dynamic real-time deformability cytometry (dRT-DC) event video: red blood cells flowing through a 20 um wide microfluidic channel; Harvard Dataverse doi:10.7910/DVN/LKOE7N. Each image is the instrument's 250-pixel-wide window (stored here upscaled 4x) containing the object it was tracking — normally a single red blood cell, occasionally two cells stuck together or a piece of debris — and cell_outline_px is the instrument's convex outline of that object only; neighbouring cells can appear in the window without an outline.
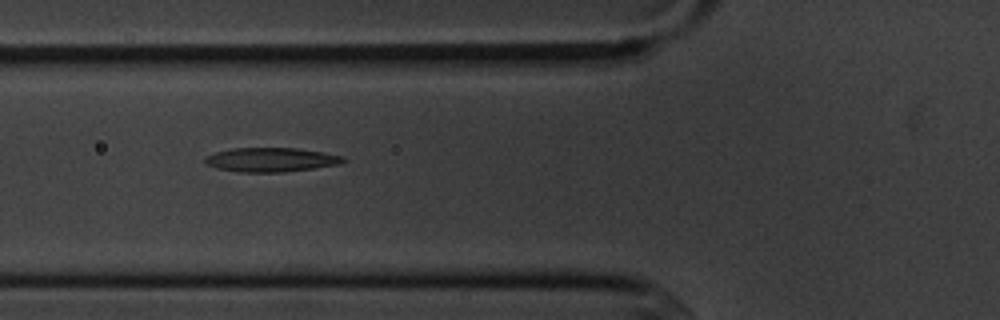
{"species": "common noctule bat (a hibernating species)", "species_latin": "Nyctalus noctula", "temperature_condition": "cold", "stored_images_in_passage": 5, "camera_frame_rate_fps": 3000, "um_per_image_px": 0.085, "animal": {"sex": "male", "body_mass_g": 20.1, "forearm_length_mm": 53.5}, "frame": {"image": 1, "passage_image": 4, "time_ms": 3.333, "image_size_px": [1000, 320], "cell_outline_px": [[348, 160], [340, 164], [284, 172], [236, 172], [216, 168], [208, 164], [204, 160], [204, 156], [216, 152], [232, 148], [296, 148], [324, 152], [344, 156]], "centroid_in_image_um": [23.05, 13.57], "position_along_channel_um": 102.8, "area_um2": 19.54}}
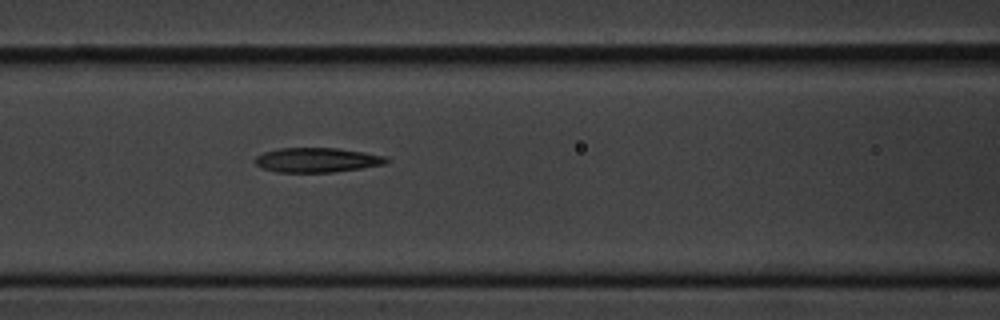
{"frame": {"image": 2, "passage_image": 5, "time_ms": 4.333, "image_size_px": [1000, 320], "cell_outline_px": [[392, 160], [384, 164], [360, 168], [332, 172], [276, 172], [264, 168], [256, 164], [256, 156], [264, 152], [280, 148], [336, 148], [364, 152], [384, 156]], "centroid_in_image_um": [26.96, 13.6], "position_along_channel_um": 139.6, "area_um2": 18.61}}